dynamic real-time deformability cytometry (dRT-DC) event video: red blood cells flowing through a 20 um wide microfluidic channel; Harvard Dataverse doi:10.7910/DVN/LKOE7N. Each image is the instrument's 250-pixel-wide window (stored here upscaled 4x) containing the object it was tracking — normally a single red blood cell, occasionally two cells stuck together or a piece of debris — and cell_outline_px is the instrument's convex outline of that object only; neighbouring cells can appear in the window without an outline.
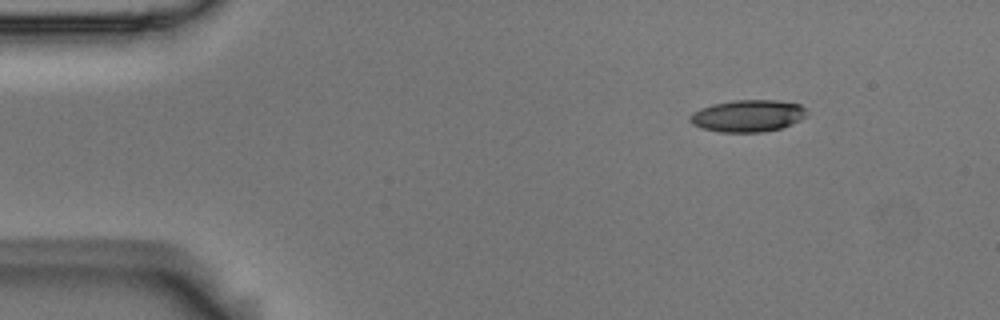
{"species": "Egyptian fruit bat (a non-hibernating species)", "species_latin": "Rousettus aegyptiacus", "temperature_condition": "room temperature", "stored_images_in_passage": 5, "camera_frame_rate_fps": 3000, "um_per_image_px": 0.085, "animal": {"sex": "male"}, "frame": {"image": 1, "passage_image": 1, "time_ms": 0.0, "image_size_px": [1000, 320], "cell_outline_px": [[804, 116], [800, 120], [780, 128], [760, 132], [720, 132], [704, 128], [692, 124], [688, 120], [688, 116], [692, 112], [700, 108], [712, 104], [732, 100], [776, 100], [800, 104], [804, 108]], "centroid_in_image_um": [63.5, 9.83], "position_along_channel_um": 21.5, "area_um2": 21.62}}
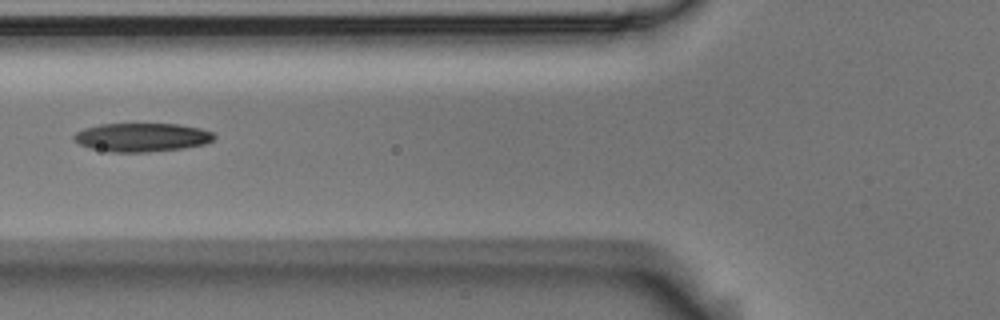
{"frame": {"image": 2, "passage_image": 4, "time_ms": 1.0, "image_size_px": [1000, 320], "cell_outline_px": [[216, 136], [212, 140], [204, 144], [184, 148], [148, 152], [112, 152], [88, 148], [72, 140], [72, 136], [76, 132], [84, 128], [100, 124], [176, 124], [200, 128], [212, 132]], "centroid_in_image_um": [12.02, 11.67], "position_along_channel_um": 113.8, "area_um2": 23.47}}
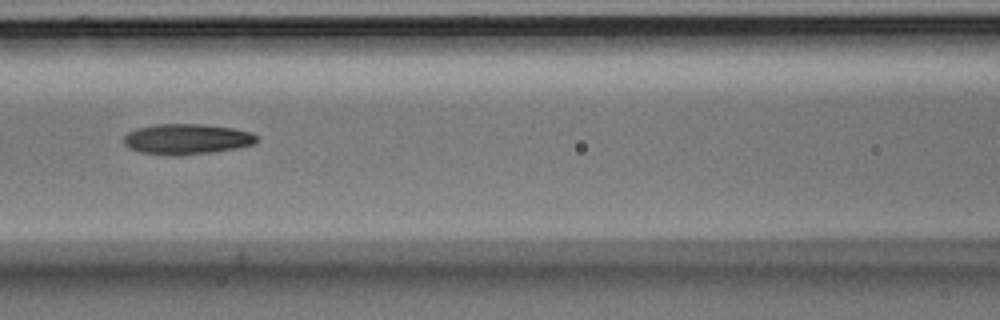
{"frame": {"image": 3, "passage_image": 5, "time_ms": 1.333, "image_size_px": [1000, 320], "cell_outline_px": [[256, 140], [252, 144], [236, 148], [212, 152], [176, 156], [172, 156], [140, 152], [128, 148], [124, 144], [124, 136], [128, 132], [136, 128], [156, 124], [204, 124], [232, 128], [252, 132], [256, 136]], "centroid_in_image_um": [15.83, 11.82], "position_along_channel_um": 150.8, "area_um2": 23.64}}